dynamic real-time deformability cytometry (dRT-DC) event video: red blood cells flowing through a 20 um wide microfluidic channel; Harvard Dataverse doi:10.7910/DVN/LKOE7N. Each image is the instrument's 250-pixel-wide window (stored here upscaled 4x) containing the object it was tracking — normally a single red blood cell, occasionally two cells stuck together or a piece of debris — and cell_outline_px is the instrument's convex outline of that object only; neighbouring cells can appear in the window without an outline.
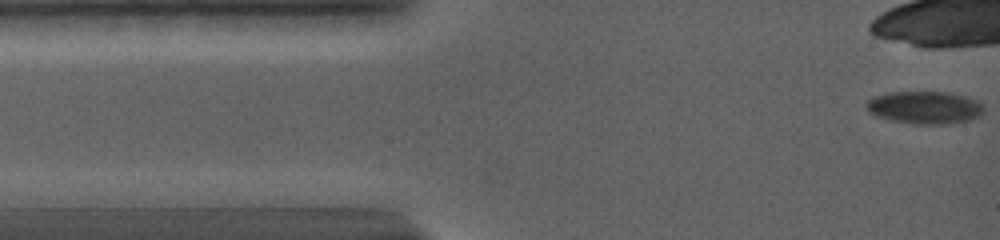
{"species": "common noctule bat (a hibernating species)", "species_latin": "Nyctalus noctula", "temperature_condition": "warm", "stored_images_in_passage": 4, "camera_frame_rate_fps": 5000, "um_per_image_px": 0.085, "animal": {"sex": "female", "body_mass_g": 19.0, "forearm_length_mm": 56.7}, "frame": {"image": 1, "passage_image": 1, "time_ms": 0.0, "image_size_px": [1000, 240], "cell_outline_px": [[984, 112], [980, 116], [968, 120], [948, 124], [912, 124], [892, 120], [876, 116], [868, 112], [864, 104], [868, 100], [876, 96], [888, 92], [948, 92], [964, 96], [976, 100], [984, 108]], "centroid_in_image_um": [78.58, 9.14], "position_along_channel_um": 6.4, "area_um2": 22.37}}